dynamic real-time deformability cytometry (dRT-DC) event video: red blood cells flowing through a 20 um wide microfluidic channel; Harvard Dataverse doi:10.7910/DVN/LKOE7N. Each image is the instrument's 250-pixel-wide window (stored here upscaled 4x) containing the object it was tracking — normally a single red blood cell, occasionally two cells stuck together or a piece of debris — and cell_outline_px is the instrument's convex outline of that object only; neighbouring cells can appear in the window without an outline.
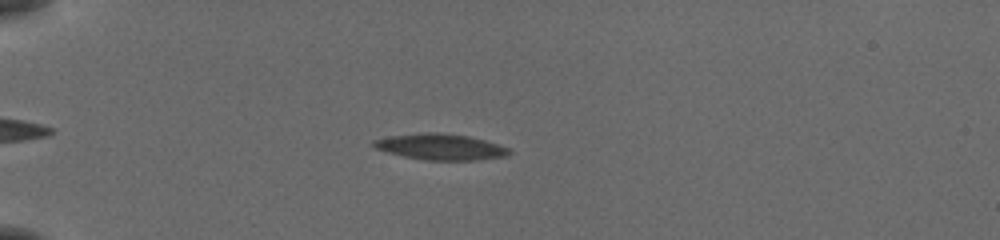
{"species": "common noctule bat (a hibernating species)", "species_latin": "Nyctalus noctula", "temperature_condition": "cold", "stored_images_in_passage": 51, "camera_frame_rate_fps": 3000, "um_per_image_px": 0.085, "animal": {"sex": "female", "body_mass_g": 19.5, "forearm_length_mm": 54.1}, "frame": {"image": 1, "passage_image": 10, "time_ms": 3.0, "image_size_px": [1000, 240], "cell_outline_px": [[512, 152], [504, 156], [472, 160], [428, 160], [404, 156], [388, 152], [376, 148], [372, 144], [372, 140], [396, 136], [428, 132], [436, 132], [468, 136], [484, 140], [508, 148]], "centroid_in_image_um": [37.45, 12.48], "position_along_channel_um": 47.5, "area_um2": 19.94}}
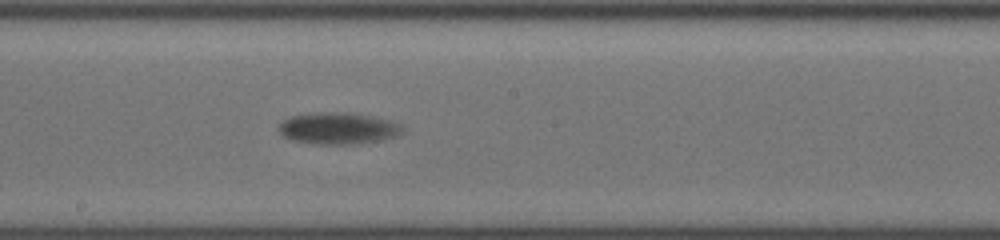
{"frame": {"image": 2, "passage_image": 27, "time_ms": 8.667, "image_size_px": [1000, 240], "cell_outline_px": [[400, 132], [396, 136], [380, 140], [356, 144], [316, 144], [292, 140], [284, 136], [280, 132], [280, 124], [284, 120], [292, 116], [368, 116], [388, 120], [400, 124]], "centroid_in_image_um": [28.75, 11.0], "position_along_channel_um": 219.5, "area_um2": 20.87}}
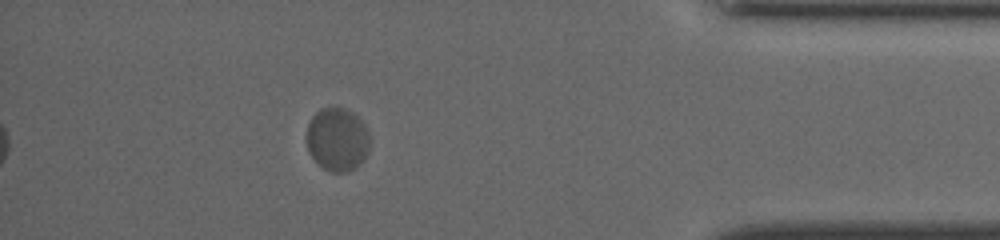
{"frame": {"image": 3, "passage_image": 45, "time_ms": 14.667, "image_size_px": [1000, 240], "cell_outline_px": [[368, 152], [364, 160], [356, 168], [348, 172], [332, 172], [324, 168], [312, 156], [308, 148], [308, 124], [312, 116], [320, 108], [344, 108], [352, 112], [364, 124], [368, 132]], "centroid_in_image_um": [28.69, 11.86], "position_along_channel_um": 406.5, "area_um2": 23.0}, "authors_computed_cell_mechanics": {"area_um2": 21.0392, "velocity_mm_per_s": 3.6635, "shape_relaxation_time_tau1_ms": 2.5022, "shape_relaxation_time_tau2_ms": null, "deformation_change_tau1": 0.0619, "deformation_change_tau2": null}}